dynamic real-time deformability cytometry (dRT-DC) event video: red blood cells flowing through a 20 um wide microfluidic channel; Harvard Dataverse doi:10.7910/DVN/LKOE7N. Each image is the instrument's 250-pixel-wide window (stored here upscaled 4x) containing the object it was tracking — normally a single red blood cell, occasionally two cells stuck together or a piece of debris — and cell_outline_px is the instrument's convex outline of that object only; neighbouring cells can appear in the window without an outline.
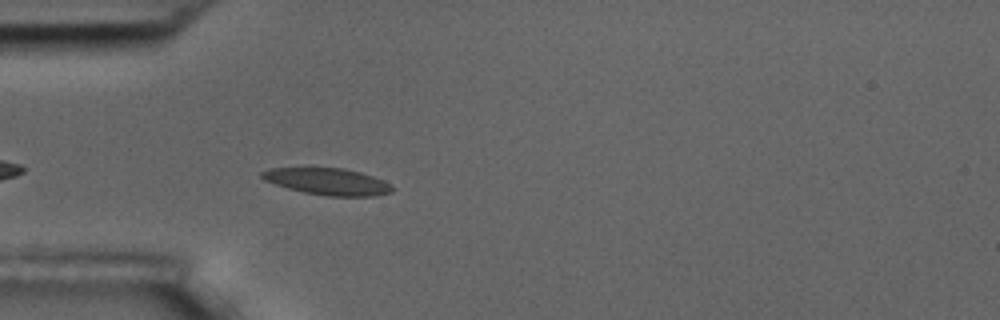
{"species": "common noctule bat (a hibernating species)", "species_latin": "Nyctalus noctula", "temperature_condition": "room temperature", "stored_images_in_passage": 6, "camera_frame_rate_fps": 3000, "um_per_image_px": 0.085, "animal": {"sex": "male", "body_mass_g": 17.5, "forearm_length_mm": 52.3}, "frame": {"image": 1, "passage_image": 6, "time_ms": 5.667, "image_size_px": [1000, 320], "cell_outline_px": [[396, 188], [392, 192], [372, 196], [328, 196], [304, 192], [288, 188], [264, 180], [260, 176], [260, 172], [268, 168], [344, 168], [360, 172], [384, 180], [392, 184]], "centroid_in_image_um": [27.88, 15.43], "position_along_channel_um": 57.1, "area_um2": 20.35}}